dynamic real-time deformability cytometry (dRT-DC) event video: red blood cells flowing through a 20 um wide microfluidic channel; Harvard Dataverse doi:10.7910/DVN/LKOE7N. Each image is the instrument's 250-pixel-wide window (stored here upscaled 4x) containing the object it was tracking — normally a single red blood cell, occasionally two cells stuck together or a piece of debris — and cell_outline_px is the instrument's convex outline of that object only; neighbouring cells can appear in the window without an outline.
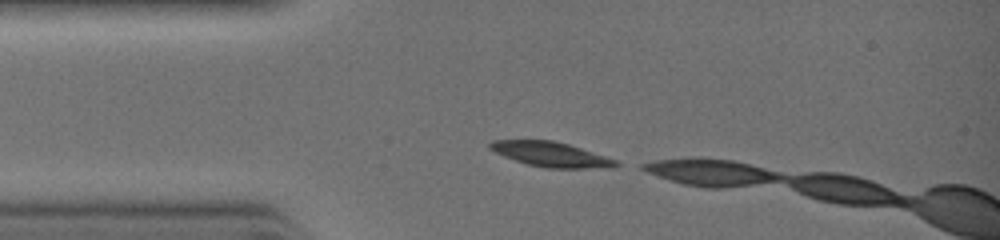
{"species": "common noctule bat (a hibernating species)", "species_latin": "Nyctalus noctula", "temperature_condition": "warm", "stored_images_in_passage": 3, "camera_frame_rate_fps": 3000, "um_per_image_px": 0.085, "animal": {"sex": "female", "body_mass_g": 19.0, "forearm_length_mm": 51.5}, "frame": {"image": 1, "passage_image": 1, "time_ms": 0.0, "image_size_px": [1000, 240], "cell_outline_px": [[624, 164], [616, 168], [544, 168], [528, 164], [504, 156], [488, 148], [488, 144], [492, 140], [552, 140], [568, 144], [616, 160]], "centroid_in_image_um": [46.87, 13.13], "position_along_channel_um": 38.1, "area_um2": 18.21}}